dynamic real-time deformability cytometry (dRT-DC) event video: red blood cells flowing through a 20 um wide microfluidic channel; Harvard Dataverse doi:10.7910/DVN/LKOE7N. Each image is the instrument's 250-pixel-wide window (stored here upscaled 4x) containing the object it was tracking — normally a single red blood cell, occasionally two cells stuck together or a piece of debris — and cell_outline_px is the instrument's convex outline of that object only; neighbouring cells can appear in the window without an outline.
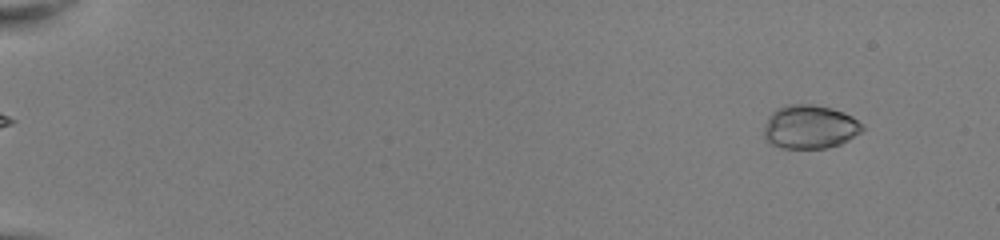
{"species": "common noctule bat (a hibernating species)", "species_latin": "Nyctalus noctula", "temperature_condition": "room temperature", "stored_images_in_passage": 53, "camera_frame_rate_fps": 3000, "um_per_image_px": 0.085, "animal": {"sex": "female", "body_mass_g": 22.0, "forearm_length_mm": 56.7}, "frame": {"image": 1, "passage_image": 6, "time_ms": 1.667, "image_size_px": [1000, 240], "cell_outline_px": [[864, 128], [860, 132], [848, 140], [840, 144], [824, 148], [780, 148], [764, 140], [764, 124], [768, 116], [776, 108], [784, 104], [812, 104], [832, 108], [844, 112], [852, 116], [864, 124]], "centroid_in_image_um": [68.81, 10.77], "position_along_channel_um": 16.2, "area_um2": 25.37}}
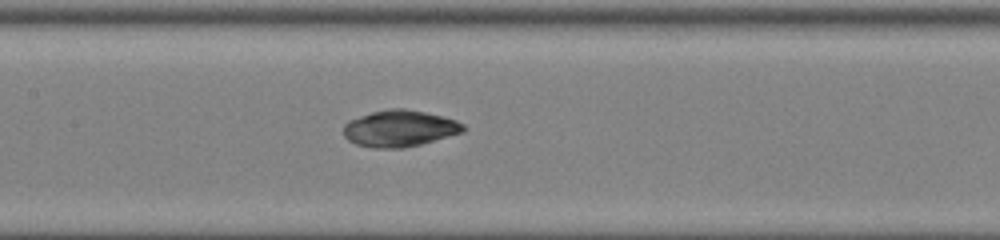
{"frame": {"image": 2, "passage_image": 29, "time_ms": 9.333, "image_size_px": [1000, 240], "cell_outline_px": [[468, 128], [464, 132], [420, 144], [400, 148], [372, 148], [356, 144], [348, 140], [344, 136], [344, 124], [348, 120], [372, 112], [388, 108], [404, 108], [424, 112], [456, 120], [464, 124]], "centroid_in_image_um": [33.96, 10.91], "position_along_channel_um": 173.4, "area_um2": 25.49}}
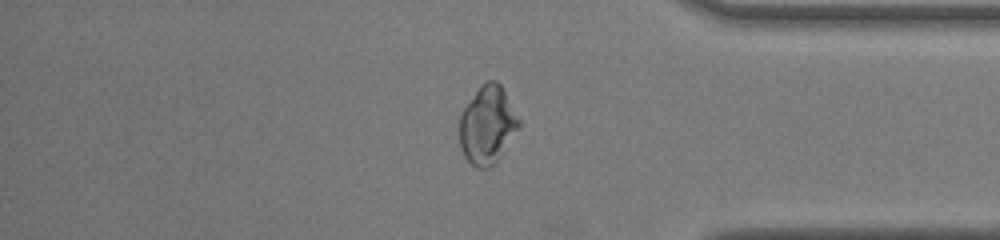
{"frame": {"image": 3, "passage_image": 46, "time_ms": 15.0, "image_size_px": [1000, 240], "cell_outline_px": [[520, 124], [500, 156], [488, 168], [476, 168], [464, 156], [460, 148], [460, 116], [464, 108], [480, 84], [484, 80], [496, 80], [500, 84], [520, 120]], "centroid_in_image_um": [41.4, 10.6], "position_along_channel_um": 393.8, "area_um2": 26.53}, "authors_computed_cell_mechanics": {"area_um2": 25.2586, "velocity_mm_per_s": 4.0633, "shape_relaxation_time_tau1_ms": 5.3808, "shape_relaxation_time_tau2_ms": 1.3509, "deformation_change_tau1": 0.1548, "deformation_change_tau2": 0.0357}}